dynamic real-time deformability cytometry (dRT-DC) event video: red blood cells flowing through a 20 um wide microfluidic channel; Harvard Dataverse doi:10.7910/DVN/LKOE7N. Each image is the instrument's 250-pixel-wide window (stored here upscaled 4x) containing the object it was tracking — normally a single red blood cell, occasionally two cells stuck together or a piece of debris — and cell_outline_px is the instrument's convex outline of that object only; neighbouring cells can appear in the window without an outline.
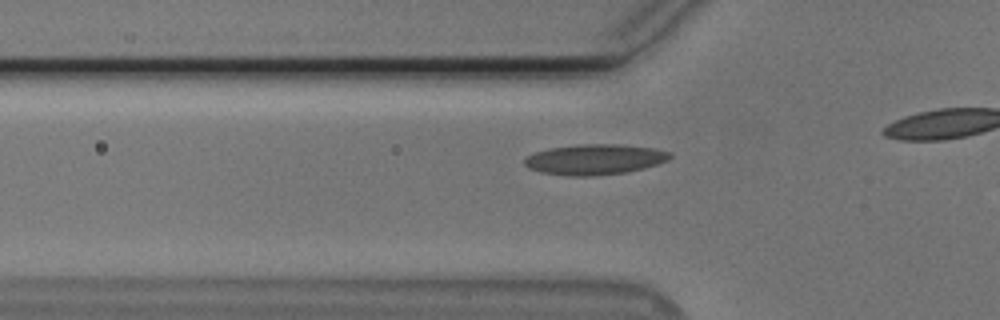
{"species": "Egyptian fruit bat (a non-hibernating species)", "species_latin": "Rousettus aegyptiacus", "temperature_condition": "cold", "stored_images_in_passage": 11, "camera_frame_rate_fps": 3000, "um_per_image_px": 0.085, "animal": {"sex": "male"}, "frame": {"image": 1, "passage_image": 5, "time_ms": 1.333, "image_size_px": [1000, 320], "cell_outline_px": [[672, 156], [668, 160], [644, 168], [628, 172], [592, 176], [568, 176], [540, 172], [528, 168], [524, 164], [524, 160], [528, 156], [536, 152], [548, 148], [580, 144], [620, 144], [652, 148], [672, 152]], "centroid_in_image_um": [50.55, 13.55], "position_along_channel_um": 75.2, "area_um2": 25.89}}
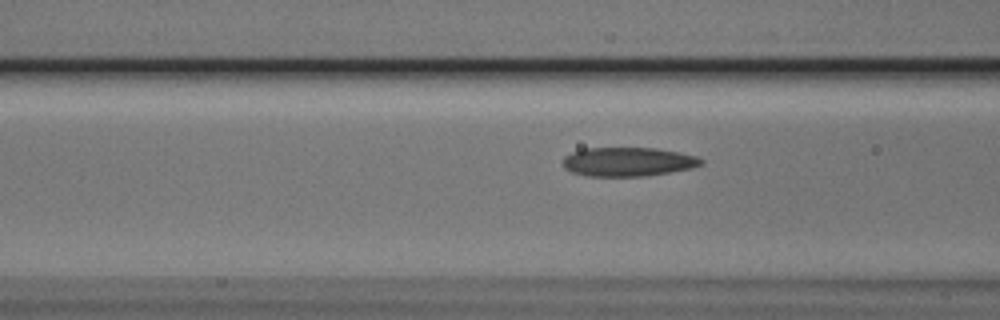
{"frame": {"image": 2, "passage_image": 8, "time_ms": 2.333, "image_size_px": [1000, 320], "cell_outline_px": [[704, 164], [692, 168], [648, 176], [588, 176], [572, 172], [564, 168], [564, 156], [572, 152], [584, 148], [656, 148], [696, 156], [704, 160]], "centroid_in_image_um": [53.39, 13.75], "position_along_channel_um": 113.2, "area_um2": 23.35}}